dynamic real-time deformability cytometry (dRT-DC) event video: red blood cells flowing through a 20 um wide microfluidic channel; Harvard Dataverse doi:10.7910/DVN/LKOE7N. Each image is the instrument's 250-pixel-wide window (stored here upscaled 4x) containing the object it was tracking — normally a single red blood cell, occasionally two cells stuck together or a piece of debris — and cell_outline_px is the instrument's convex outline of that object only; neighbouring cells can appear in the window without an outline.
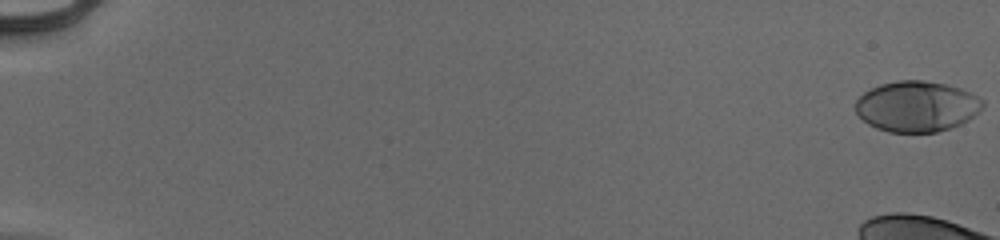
{"species": "human", "species_latin": "Homo sapiens", "temperature_condition": "cold", "stored_images_in_passage": 19, "camera_frame_rate_fps": 3000, "um_per_image_px": 0.085, "donor": {"sex": "male"}, "frame": {"image": 1, "passage_image": 1, "time_ms": 0.0, "image_size_px": [1000, 240], "cell_outline_px": [[984, 104], [968, 120], [952, 128], [936, 132], [888, 132], [876, 128], [868, 124], [856, 112], [856, 100], [864, 92], [880, 84], [896, 80], [924, 80], [944, 84], [960, 88], [984, 100]], "centroid_in_image_um": [77.9, 9.04], "position_along_channel_um": 7.1, "area_um2": 37.4}}